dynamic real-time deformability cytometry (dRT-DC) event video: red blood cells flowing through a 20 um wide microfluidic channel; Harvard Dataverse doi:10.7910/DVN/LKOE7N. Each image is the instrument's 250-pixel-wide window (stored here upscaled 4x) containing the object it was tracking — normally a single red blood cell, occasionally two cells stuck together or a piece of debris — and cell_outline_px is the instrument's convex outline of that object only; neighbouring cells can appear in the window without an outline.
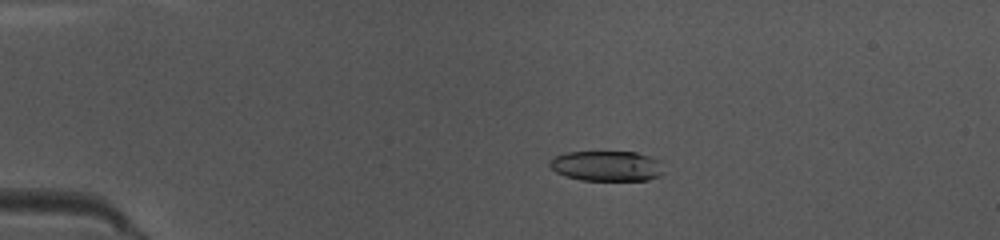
{"species": "common noctule bat (a hibernating species)", "species_latin": "Nyctalus noctula", "temperature_condition": "warm", "stored_images_in_passage": 49, "camera_frame_rate_fps": 3000, "um_per_image_px": 0.085, "animal": {"sex": "female", "body_mass_g": 10.0, "forearm_length_mm": 53.1}, "frame": {"image": 1, "passage_image": 10, "time_ms": 3.0, "image_size_px": [1000, 240], "cell_outline_px": [[664, 172], [660, 176], [648, 180], [580, 180], [564, 176], [556, 172], [548, 164], [548, 160], [552, 156], [568, 152], [636, 152], [660, 160]], "centroid_in_image_um": [51.55, 14.11], "position_along_channel_um": 33.4, "area_um2": 20.35}}
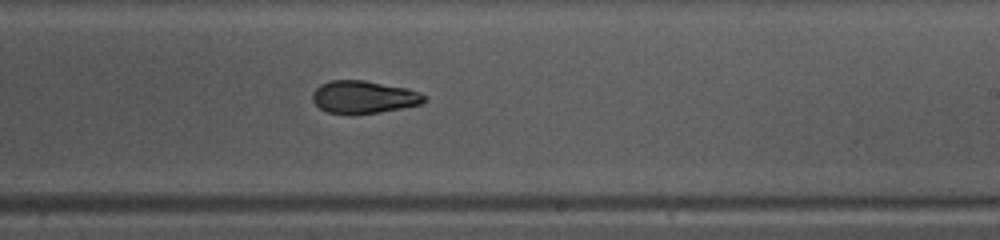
{"frame": {"image": 2, "passage_image": 30, "time_ms": 9.667, "image_size_px": [1000, 240], "cell_outline_px": [[428, 96], [420, 104], [380, 112], [328, 112], [320, 108], [312, 100], [312, 92], [320, 84], [328, 80], [364, 80], [408, 88], [420, 92]], "centroid_in_image_um": [30.92, 8.21], "position_along_channel_um": 258.1, "area_um2": 20.87}}
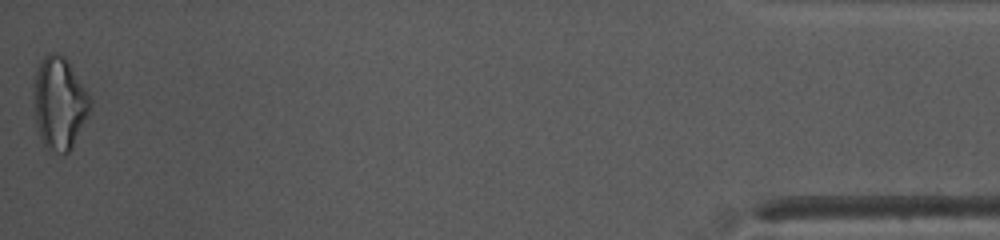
{"frame": {"image": 3, "passage_image": 49, "time_ms": 16.0, "image_size_px": [1000, 240], "cell_outline_px": [[92, 104], [88, 116], [72, 148], [68, 152], [48, 152], [36, 132], [32, 88], [32, 84], [40, 60], [48, 52], [56, 52], [64, 56], [68, 60], [88, 92], [92, 100]], "centroid_in_image_um": [5.02, 8.76], "position_along_channel_um": 430.2, "area_um2": 31.27}, "authors_computed_cell_mechanics": {"area_um2": 21.8484, "velocity_mm_per_s": 4.058, "shape_relaxation_time_tau1_ms": 3.9996, "shape_relaxation_time_tau2_ms": 3.7305, "deformation_change_tau1": 0.1427, "deformation_change_tau2": 0.1057}}